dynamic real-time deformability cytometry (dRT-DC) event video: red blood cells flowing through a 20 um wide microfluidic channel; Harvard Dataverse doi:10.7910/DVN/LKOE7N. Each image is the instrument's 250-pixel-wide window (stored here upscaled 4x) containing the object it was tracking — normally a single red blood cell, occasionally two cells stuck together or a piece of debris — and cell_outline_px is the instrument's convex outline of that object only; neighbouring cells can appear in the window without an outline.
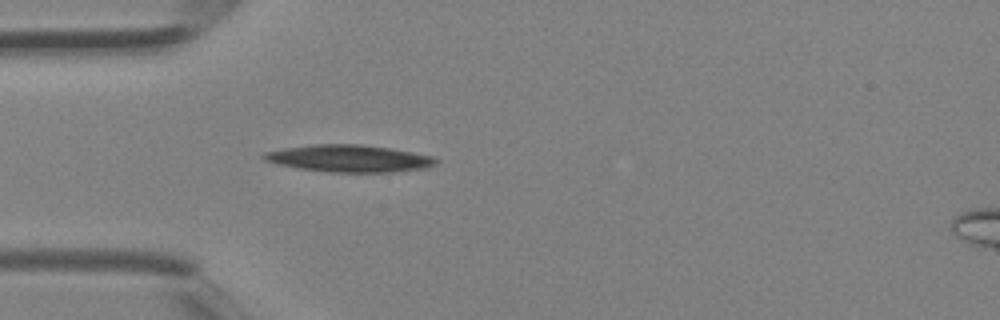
{"species": "Egyptian fruit bat (a non-hibernating species)", "species_latin": "Rousettus aegyptiacus", "temperature_condition": "room temperature", "stored_images_in_passage": 5, "camera_frame_rate_fps": 3000, "um_per_image_px": 0.085, "animal": {"sex": "female"}, "frame": {"image": 1, "passage_image": 4, "time_ms": 1.0, "image_size_px": [1000, 320], "cell_outline_px": [[440, 160], [436, 164], [424, 168], [392, 172], [328, 172], [296, 168], [264, 160], [260, 156], [264, 152], [284, 148], [312, 144], [360, 144], [388, 148], [412, 152], [432, 156]], "centroid_in_image_um": [29.65, 13.47], "position_along_channel_um": 55.3, "area_um2": 27.17}}